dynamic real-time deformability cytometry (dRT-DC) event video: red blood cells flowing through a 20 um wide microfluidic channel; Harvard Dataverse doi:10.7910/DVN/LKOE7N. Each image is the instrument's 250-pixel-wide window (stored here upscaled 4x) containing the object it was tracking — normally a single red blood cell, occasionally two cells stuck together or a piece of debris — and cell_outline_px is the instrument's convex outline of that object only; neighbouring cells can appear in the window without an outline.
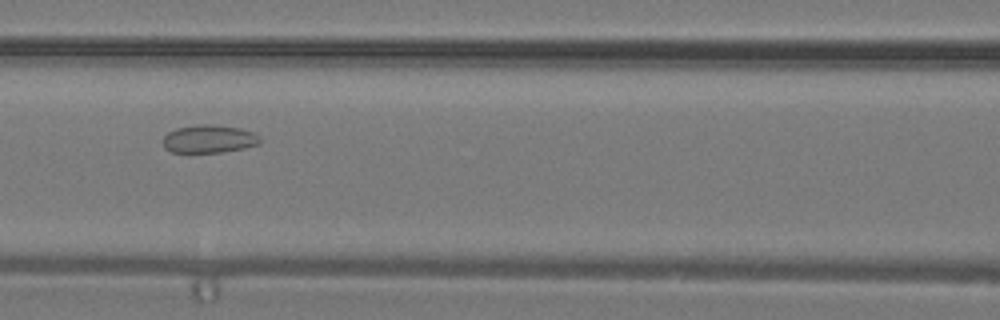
{"species": "common noctule bat (a hibernating species)", "species_latin": "Nyctalus noctula", "temperature_condition": "warm", "stored_images_in_passage": 27, "camera_frame_rate_fps": 3000, "um_per_image_px": 0.085, "animal": {"sex": "male", "body_mass_g": 19.2, "forearm_length_mm": 51.8}, "frame": {"image": 1, "passage_image": 6, "time_ms": 1.667, "image_size_px": [1000, 320], "cell_outline_px": [[260, 144], [220, 152], [172, 152], [164, 148], [164, 136], [168, 132], [176, 128], [200, 124], [208, 124], [240, 128], [252, 132], [260, 136]], "centroid_in_image_um": [17.75, 11.8], "position_along_channel_um": 148.8, "area_um2": 15.61}}
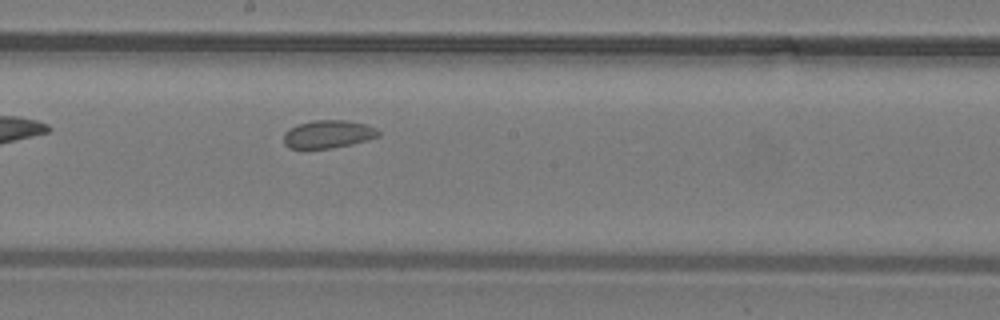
{"frame": {"image": 2, "passage_image": 10, "time_ms": 3.0, "image_size_px": [1000, 320], "cell_outline_px": [[380, 136], [368, 140], [352, 144], [332, 148], [288, 148], [284, 144], [284, 132], [288, 128], [312, 120], [348, 120], [364, 124], [376, 128], [380, 132]], "centroid_in_image_um": [27.89, 11.4], "position_along_channel_um": 220.3, "area_um2": 15.49}}
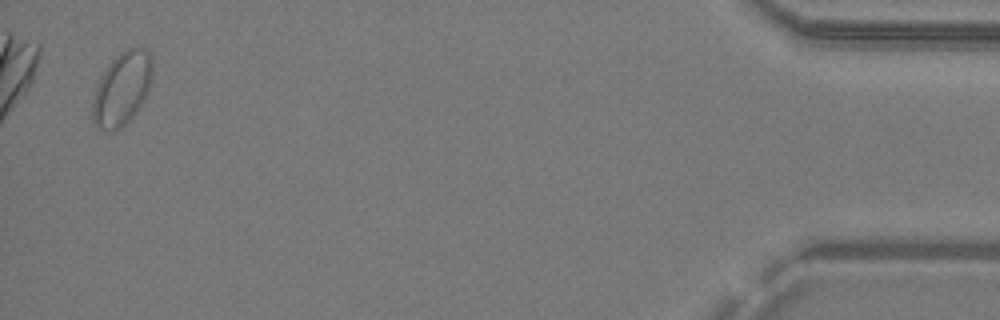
{"frame": {"image": 3, "passage_image": 26, "time_ms": 8.333, "image_size_px": [1000, 320], "cell_outline_px": [[152, 76], [144, 100], [136, 112], [120, 128], [100, 128], [92, 120], [92, 100], [96, 84], [100, 76], [108, 64], [120, 52], [128, 48], [140, 48], [148, 52], [152, 56]], "centroid_in_image_um": [10.36, 7.49], "position_along_channel_um": 424.8, "area_um2": 25.2}}